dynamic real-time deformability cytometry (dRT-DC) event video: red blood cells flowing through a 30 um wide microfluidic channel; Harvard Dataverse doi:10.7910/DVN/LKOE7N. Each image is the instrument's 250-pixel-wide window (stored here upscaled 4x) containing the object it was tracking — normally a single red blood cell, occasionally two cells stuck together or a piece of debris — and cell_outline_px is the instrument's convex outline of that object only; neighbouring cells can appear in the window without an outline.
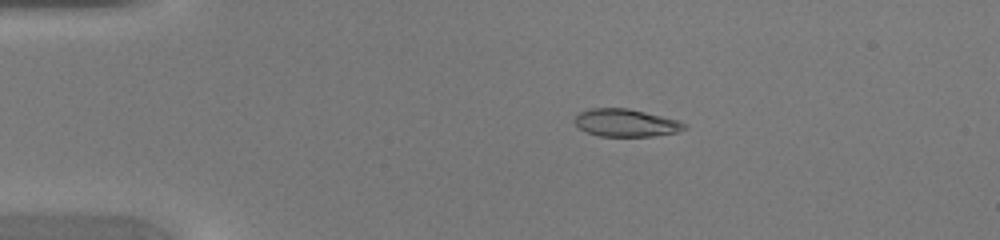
{"species": "common noctule bat (a hibernating species)", "species_latin": "Nyctalus noctula", "temperature_condition": "warm", "stored_images_in_passage": 46, "camera_frame_rate_fps": 3000, "um_per_image_px": 0.085, "animal": {"sex": "female", "body_mass_g": 20.0, "forearm_length_mm": 54.0}, "frame": {"image": 1, "passage_image": 10, "time_ms": 3.0, "image_size_px": [1000, 240], "cell_outline_px": [[688, 128], [680, 132], [652, 136], [600, 136], [588, 132], [580, 128], [572, 120], [580, 112], [592, 108], [628, 108], [680, 120], [688, 124]], "centroid_in_image_um": [53.27, 10.44], "position_along_channel_um": 31.7, "area_um2": 17.8}}
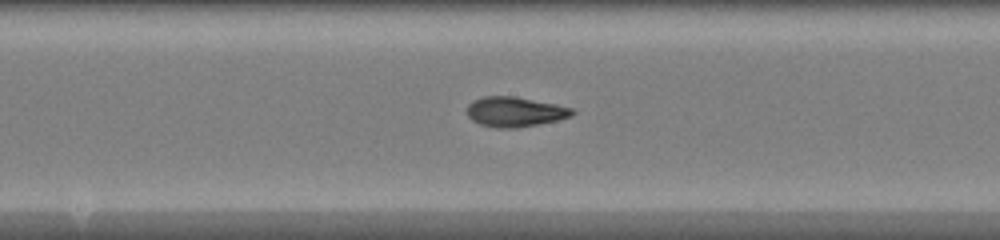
{"frame": {"image": 2, "passage_image": 25, "time_ms": 8.0, "image_size_px": [1000, 240], "cell_outline_px": [[576, 112], [572, 116], [556, 120], [516, 128], [496, 128], [480, 124], [472, 120], [468, 116], [468, 104], [472, 100], [484, 96], [516, 96], [576, 108]], "centroid_in_image_um": [43.79, 9.49], "position_along_channel_um": 204.4, "area_um2": 18.44}}
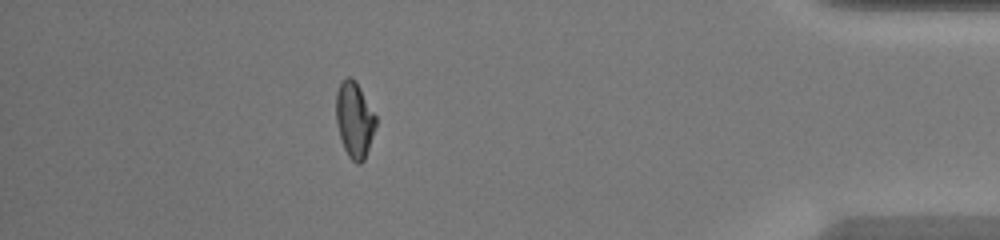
{"frame": {"image": 3, "passage_image": 41, "time_ms": 13.333, "image_size_px": [1000, 240], "cell_outline_px": [[376, 128], [364, 160], [360, 164], [356, 164], [348, 156], [344, 148], [336, 124], [336, 92], [340, 84], [348, 76], [352, 76], [356, 80], [376, 116]], "centroid_in_image_um": [30.13, 10.17], "position_along_channel_um": 405.1, "area_um2": 17.63}}